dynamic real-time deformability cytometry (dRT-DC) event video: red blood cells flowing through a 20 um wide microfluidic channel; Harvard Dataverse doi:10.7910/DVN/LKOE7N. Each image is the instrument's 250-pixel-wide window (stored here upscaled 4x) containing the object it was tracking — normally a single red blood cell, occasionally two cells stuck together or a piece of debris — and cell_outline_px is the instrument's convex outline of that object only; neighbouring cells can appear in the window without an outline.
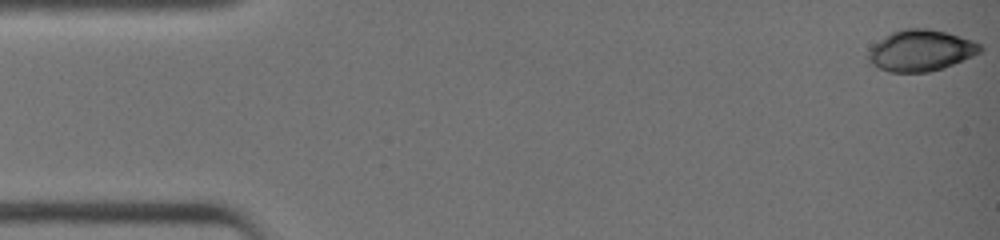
{"species": "common noctule bat (a hibernating species)", "species_latin": "Nyctalus noctula", "temperature_condition": "warm", "stored_images_in_passage": 42, "camera_frame_rate_fps": 3000, "um_per_image_px": 0.085, "animal": {"sex": "female", "body_mass_g": 19.0, "forearm_length_mm": 51.5}, "frame": {"image": 1, "passage_image": 1, "time_ms": 0.0, "image_size_px": [1000, 240], "cell_outline_px": [[984, 48], [980, 52], [972, 56], [944, 68], [928, 72], [888, 72], [868, 64], [868, 48], [872, 44], [884, 36], [892, 32], [904, 28], [928, 28], [944, 32], [972, 40], [980, 44]], "centroid_in_image_um": [78.2, 4.3], "position_along_channel_um": 6.8, "area_um2": 27.11}}
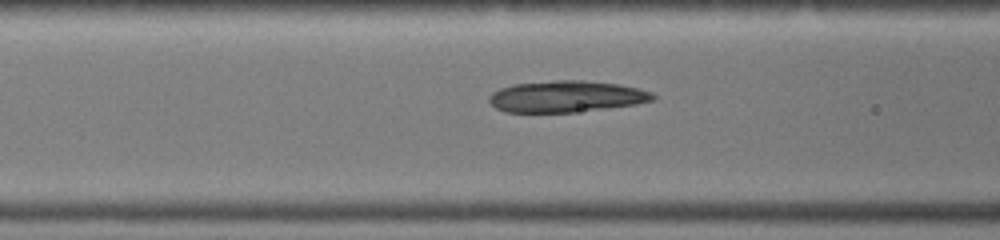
{"frame": {"image": 2, "passage_image": 17, "time_ms": 5.333, "image_size_px": [1000, 240], "cell_outline_px": [[656, 100], [636, 104], [572, 112], [504, 112], [496, 108], [488, 100], [488, 96], [492, 92], [500, 88], [512, 84], [556, 80], [584, 80], [620, 84], [652, 92], [656, 96]], "centroid_in_image_um": [48.12, 8.19], "position_along_channel_um": 118.5, "area_um2": 30.06}}
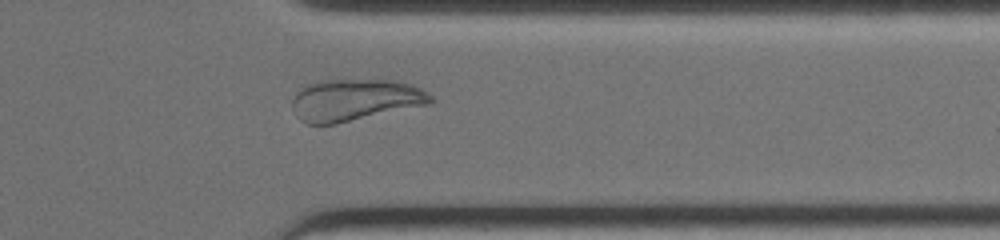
{"frame": {"image": 3, "passage_image": 34, "time_ms": 11.0, "image_size_px": [1000, 240], "cell_outline_px": [[436, 100], [428, 104], [332, 124], [308, 124], [300, 120], [296, 116], [292, 108], [292, 100], [296, 92], [300, 88], [308, 84], [320, 80], [396, 80], [412, 84], [428, 92]], "centroid_in_image_um": [30.15, 8.48], "position_along_channel_um": 381.2, "area_um2": 33.58}, "authors_computed_cell_mechanics": {"area_um2": 29.9693, "velocity_mm_per_s": 4.6261, "shape_relaxation_time_tau1_ms": null, "shape_relaxation_time_tau2_ms": 1.5149, "deformation_change_tau1": null, "deformation_change_tau2": 0.0698}}